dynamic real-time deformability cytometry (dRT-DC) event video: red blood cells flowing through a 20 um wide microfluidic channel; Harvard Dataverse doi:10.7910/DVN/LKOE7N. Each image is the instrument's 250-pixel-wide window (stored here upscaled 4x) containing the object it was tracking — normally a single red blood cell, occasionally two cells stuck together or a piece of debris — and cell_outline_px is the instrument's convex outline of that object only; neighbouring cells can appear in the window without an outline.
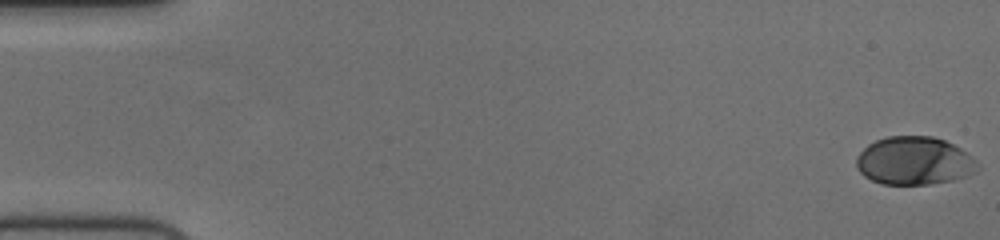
{"species": "human", "species_latin": "Homo sapiens", "temperature_condition": "cold", "stored_images_in_passage": 57, "camera_frame_rate_fps": 3000, "um_per_image_px": 0.085, "donor": {"sex": "female"}, "frame": {"image": 1, "passage_image": 1, "time_ms": 0.0, "image_size_px": [1000, 240], "cell_outline_px": [[980, 168], [976, 172], [968, 176], [952, 180], [932, 184], [880, 184], [864, 176], [856, 168], [856, 156], [868, 144], [876, 140], [888, 136], [932, 136], [944, 140], [960, 148], [972, 156], [980, 164]], "centroid_in_image_um": [77.72, 13.68], "position_along_channel_um": 7.3, "area_um2": 34.28}}
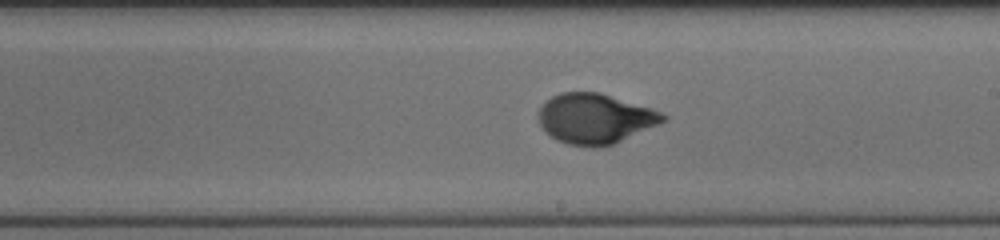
{"frame": {"image": 2, "passage_image": 33, "time_ms": 10.667, "image_size_px": [1000, 240], "cell_outline_px": [[668, 120], [612, 144], [596, 148], [592, 148], [568, 144], [556, 140], [544, 132], [540, 124], [536, 112], [544, 100], [560, 92], [600, 92], [652, 108], [668, 116]], "centroid_in_image_um": [50.53, 10.07], "position_along_channel_um": 238.5, "area_um2": 36.76}}
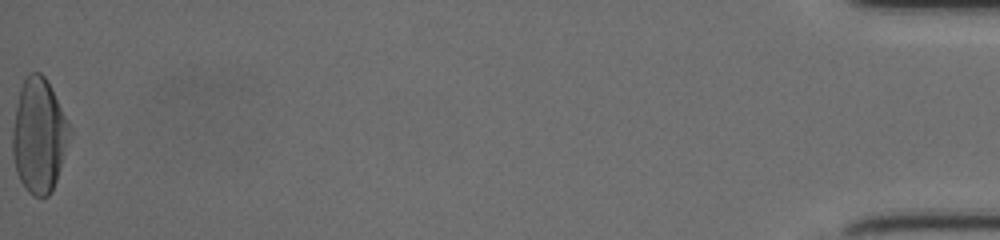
{"frame": {"image": 3, "passage_image": 57, "time_ms": 18.667, "image_size_px": [1000, 240], "cell_outline_px": [[72, 132], [56, 180], [48, 196], [32, 196], [28, 192], [20, 180], [16, 172], [12, 152], [12, 128], [20, 88], [28, 72], [40, 72], [44, 76]], "centroid_in_image_um": [3.28, 11.55], "position_along_channel_um": 431.9, "area_um2": 37.4}, "authors_computed_cell_mechanics": {"area_um2": 35.258, "velocity_mm_per_s": 3.7015, "shape_relaxation_time_tau1_ms": 3.7556, "shape_relaxation_time_tau2_ms": null, "deformation_change_tau1": 0.1998, "deformation_change_tau2": null}}